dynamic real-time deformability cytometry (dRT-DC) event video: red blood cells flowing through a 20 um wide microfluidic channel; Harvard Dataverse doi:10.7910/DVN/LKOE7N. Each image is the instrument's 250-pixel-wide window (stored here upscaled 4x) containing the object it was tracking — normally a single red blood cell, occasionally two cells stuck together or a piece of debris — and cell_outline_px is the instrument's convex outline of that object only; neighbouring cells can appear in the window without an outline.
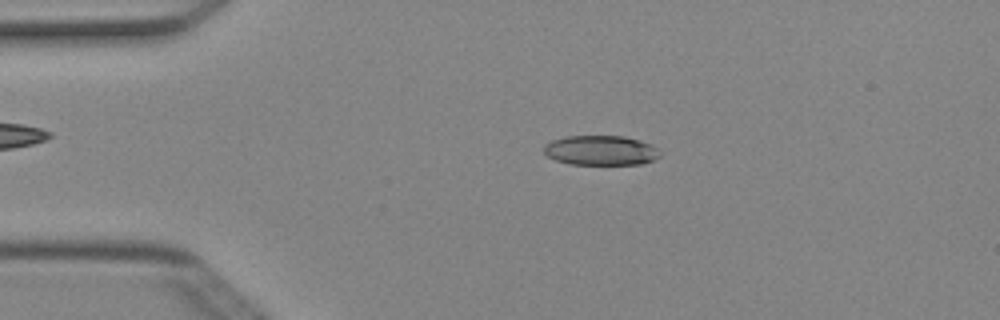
{"species": "Egyptian fruit bat (a non-hibernating species)", "species_latin": "Rousettus aegyptiacus", "temperature_condition": "cold", "stored_images_in_passage": 4, "camera_frame_rate_fps": 3000, "um_per_image_px": 0.085, "animal": {"sex": "female"}, "frame": {"image": 1, "passage_image": 3, "time_ms": 0.667, "image_size_px": [1000, 320], "cell_outline_px": [[660, 156], [656, 160], [640, 164], [572, 164], [556, 160], [548, 156], [544, 152], [544, 144], [552, 140], [564, 136], [624, 136], [640, 140], [652, 144], [660, 152]], "centroid_in_image_um": [51.09, 12.77], "position_along_channel_um": 33.9, "area_um2": 20.23}}